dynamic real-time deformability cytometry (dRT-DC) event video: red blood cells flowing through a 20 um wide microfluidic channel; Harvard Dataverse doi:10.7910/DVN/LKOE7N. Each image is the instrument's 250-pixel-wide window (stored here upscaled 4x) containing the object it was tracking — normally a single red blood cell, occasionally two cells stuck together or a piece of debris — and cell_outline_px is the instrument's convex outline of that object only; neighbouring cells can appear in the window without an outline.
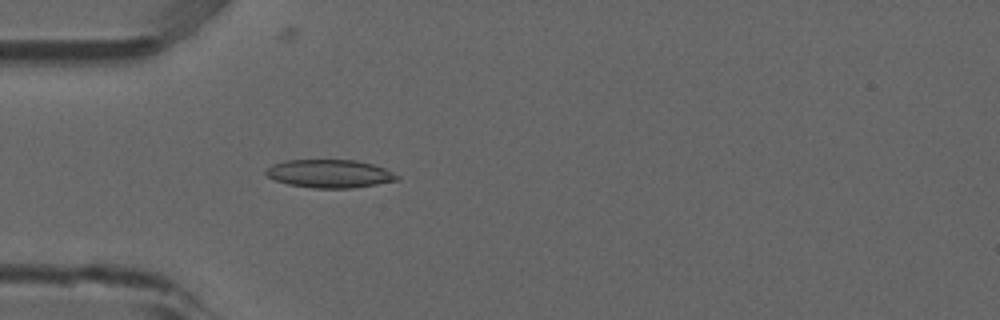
{"species": "common noctule bat (a hibernating species)", "species_latin": "Nyctalus noctula", "temperature_condition": "room temperature", "stored_images_in_passage": 4, "camera_frame_rate_fps": 3000, "um_per_image_px": 0.085, "animal": {"sex": "male", "forearm_length_mm": 52.5}, "frame": {"image": 1, "passage_image": 4, "time_ms": 1.0, "image_size_px": [1000, 320], "cell_outline_px": [[400, 180], [352, 188], [312, 188], [288, 184], [276, 180], [268, 176], [264, 172], [272, 164], [284, 160], [356, 160], [372, 164], [384, 168], [400, 176]], "centroid_in_image_um": [28.03, 14.76], "position_along_channel_um": 57.0, "area_um2": 21.5}}